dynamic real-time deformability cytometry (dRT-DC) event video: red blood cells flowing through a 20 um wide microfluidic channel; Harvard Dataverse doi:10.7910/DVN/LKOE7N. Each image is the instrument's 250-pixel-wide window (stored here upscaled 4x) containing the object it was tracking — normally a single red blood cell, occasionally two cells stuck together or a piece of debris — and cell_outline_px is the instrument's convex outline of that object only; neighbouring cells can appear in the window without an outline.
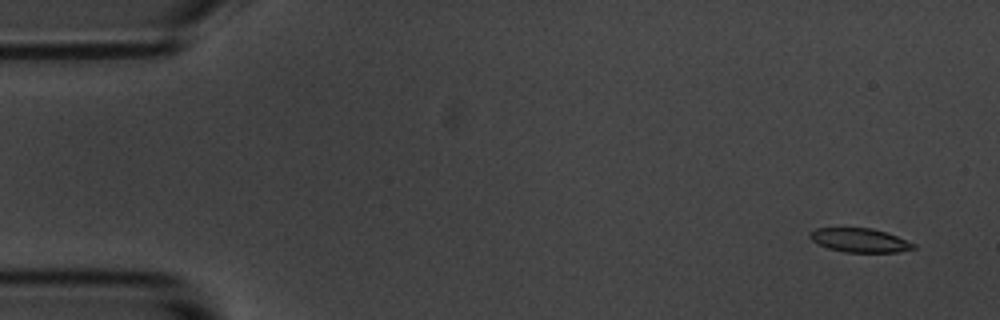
{"species": "common noctule bat (a hibernating species)", "species_latin": "Nyctalus noctula", "temperature_condition": "room temperature", "stored_images_in_passage": 10, "camera_frame_rate_fps": 3000, "um_per_image_px": 0.085, "animal": {"sex": "male", "body_mass_g": 20.1, "forearm_length_mm": 53.5}, "frame": {"image": 1, "passage_image": 2, "time_ms": 1.0, "image_size_px": [1000, 320], "cell_outline_px": [[916, 248], [896, 252], [844, 252], [828, 248], [812, 240], [808, 236], [808, 232], [816, 228], [872, 228], [896, 236], [916, 244]], "centroid_in_image_um": [73.06, 20.42], "position_along_channel_um": 11.9, "area_um2": 14.33}}
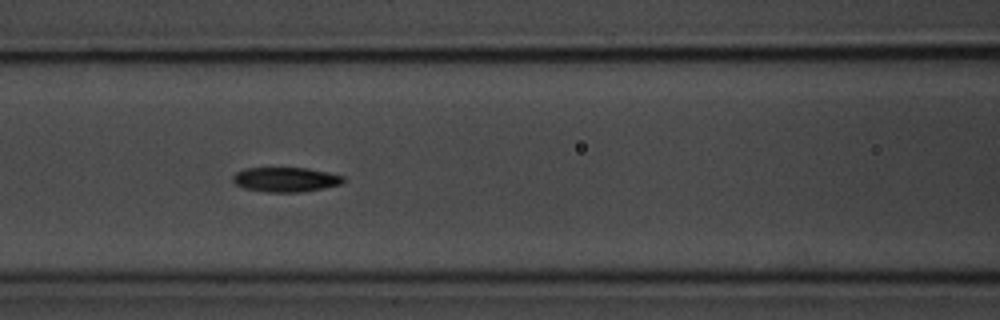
{"frame": {"image": 2, "passage_image": 8, "time_ms": 8.0, "image_size_px": [1000, 320], "cell_outline_px": [[344, 180], [340, 184], [300, 192], [268, 192], [244, 188], [236, 184], [232, 180], [232, 176], [236, 172], [244, 168], [308, 168], [328, 172], [344, 176]], "centroid_in_image_um": [24.24, 15.25], "position_along_channel_um": 142.4, "area_um2": 15.72}}
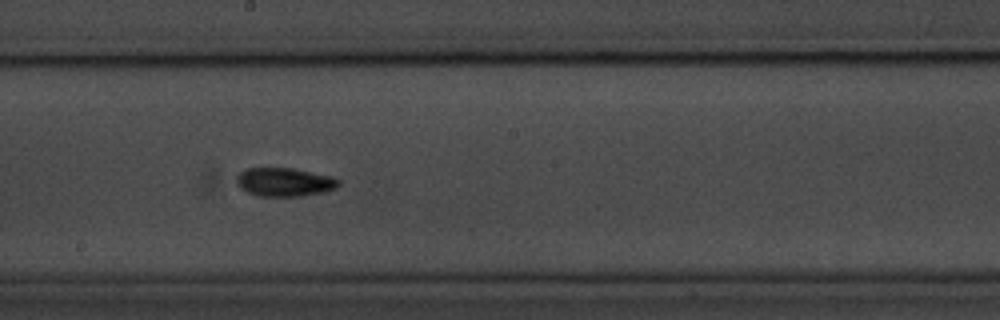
{"frame": {"image": 3, "passage_image": 10, "time_ms": 10.333, "image_size_px": [1000, 320], "cell_outline_px": [[340, 184], [336, 188], [324, 192], [300, 196], [256, 196], [240, 188], [236, 184], [236, 176], [244, 168], [292, 168], [332, 176], [340, 180]], "centroid_in_image_um": [24.16, 15.47], "position_along_channel_um": 224.0, "area_um2": 17.17}}